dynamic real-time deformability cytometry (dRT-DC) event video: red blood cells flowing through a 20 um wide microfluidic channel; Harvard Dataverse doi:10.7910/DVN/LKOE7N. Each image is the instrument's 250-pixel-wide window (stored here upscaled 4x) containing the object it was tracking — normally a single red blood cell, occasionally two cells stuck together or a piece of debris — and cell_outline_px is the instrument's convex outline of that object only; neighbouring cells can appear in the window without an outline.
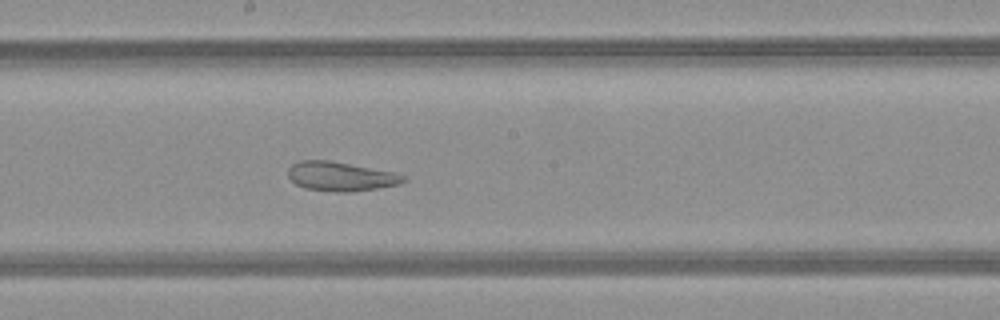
{"species": "common noctule bat (a hibernating species)", "species_latin": "Nyctalus noctula", "temperature_condition": "warm", "stored_images_in_passage": 25, "camera_frame_rate_fps": 3000, "um_per_image_px": 0.085, "animal": {"sex": "male", "body_mass_g": 23.1, "forearm_length_mm": 52.7}, "frame": {"image": 1, "passage_image": 10, "time_ms": 3.0, "image_size_px": [1000, 320], "cell_outline_px": [[408, 180], [400, 184], [352, 192], [336, 192], [304, 188], [296, 184], [288, 176], [288, 168], [292, 164], [300, 160], [332, 160], [392, 172], [404, 176]], "centroid_in_image_um": [28.94, 14.99], "position_along_channel_um": 219.3, "area_um2": 19.65}}
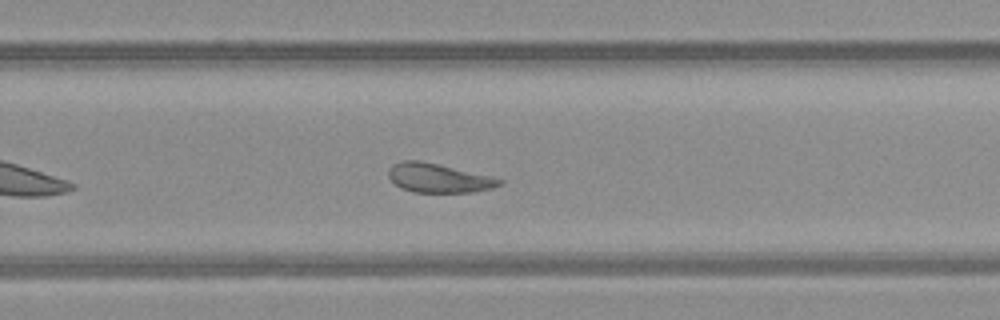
{"frame": {"image": 2, "passage_image": 16, "time_ms": 5.0, "image_size_px": [1000, 320], "cell_outline_px": [[504, 180], [500, 184], [492, 188], [472, 192], [412, 192], [400, 188], [388, 176], [388, 168], [392, 164], [400, 160], [420, 160], [492, 176]], "centroid_in_image_um": [37.24, 15.12], "position_along_channel_um": 292.6, "area_um2": 18.84}}
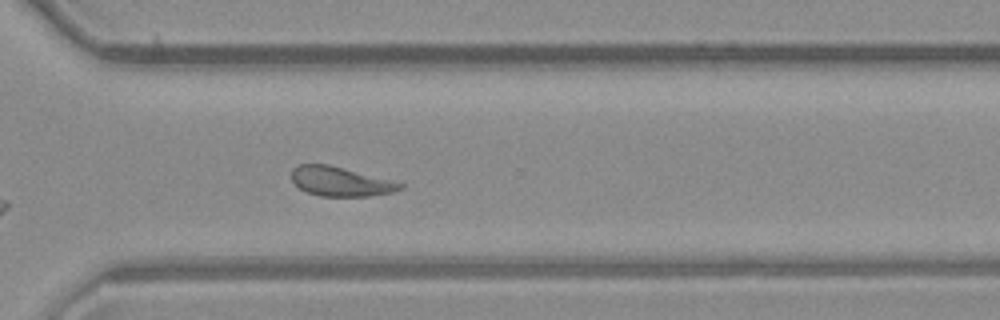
{"frame": {"image": 3, "passage_image": 20, "time_ms": 6.333, "image_size_px": [1000, 320], "cell_outline_px": [[404, 188], [392, 192], [368, 196], [320, 196], [308, 192], [300, 188], [292, 180], [292, 168], [296, 164], [328, 164], [404, 184]], "centroid_in_image_um": [28.9, 15.42], "position_along_channel_um": 341.7, "area_um2": 18.26}}